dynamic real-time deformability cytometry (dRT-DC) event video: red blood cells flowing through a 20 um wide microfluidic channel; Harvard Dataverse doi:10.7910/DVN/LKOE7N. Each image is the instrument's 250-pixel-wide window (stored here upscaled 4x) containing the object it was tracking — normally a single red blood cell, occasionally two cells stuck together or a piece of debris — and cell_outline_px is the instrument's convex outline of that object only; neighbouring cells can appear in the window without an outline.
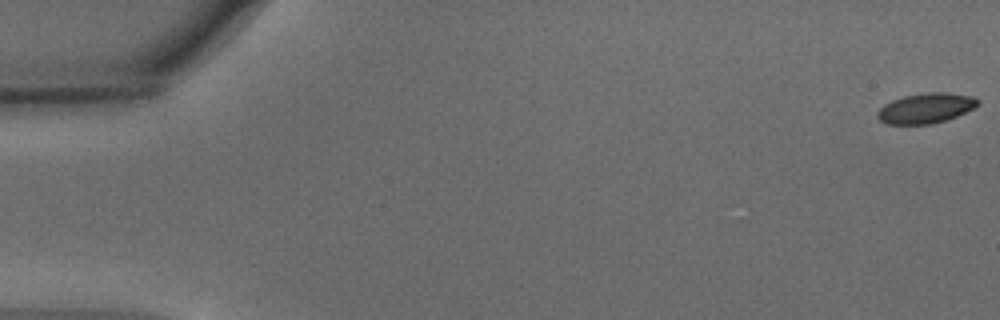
{"species": "common noctule bat (a hibernating species)", "species_latin": "Nyctalus noctula", "temperature_condition": "warm", "stored_images_in_passage": 55, "camera_frame_rate_fps": 3000, "um_per_image_px": 0.085, "animal": {"sex": "male", "body_mass_g": 15.6}, "frame": {"image": 1, "passage_image": 1, "time_ms": 0.0, "image_size_px": [1000, 320], "cell_outline_px": [[980, 104], [956, 116], [932, 124], [888, 124], [880, 120], [876, 116], [876, 112], [884, 104], [892, 100], [904, 96], [928, 92], [944, 92], [972, 96], [980, 100]], "centroid_in_image_um": [78.67, 9.19], "position_along_channel_um": 6.3, "area_um2": 17.51}}
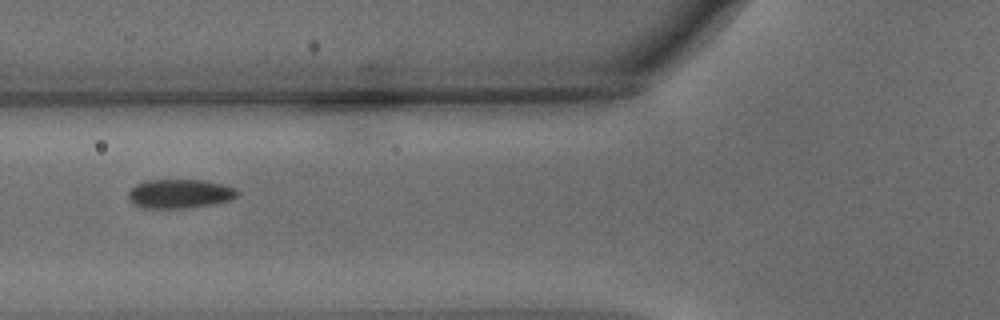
{"frame": {"image": 2, "passage_image": 22, "time_ms": 7.0, "image_size_px": [1000, 320], "cell_outline_px": [[240, 192], [232, 200], [212, 204], [188, 208], [140, 208], [132, 204], [128, 200], [128, 192], [136, 184], [144, 180], [204, 180], [236, 188]], "centroid_in_image_um": [15.25, 16.47], "position_along_channel_um": 110.6, "area_um2": 18.67}}
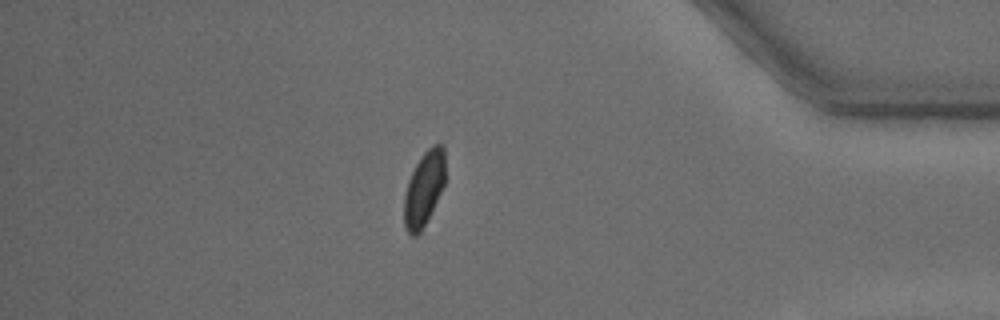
{"frame": {"image": 3, "passage_image": 48, "time_ms": 15.667, "image_size_px": [1000, 320], "cell_outline_px": [[444, 184], [420, 232], [416, 236], [412, 236], [408, 232], [404, 224], [404, 196], [408, 180], [420, 156], [432, 144], [440, 144], [444, 148]], "centroid_in_image_um": [36.01, 16.0], "position_along_channel_um": 399.2, "area_um2": 17.46}, "authors_computed_cell_mechanics": {"area_um2": 18.5538, "velocity_mm_per_s": 3.7173, "shape_relaxation_time_tau1_ms": 4.1104, "shape_relaxation_time_tau2_ms": null, "deformation_change_tau1": 0.1532, "deformation_change_tau2": null}}